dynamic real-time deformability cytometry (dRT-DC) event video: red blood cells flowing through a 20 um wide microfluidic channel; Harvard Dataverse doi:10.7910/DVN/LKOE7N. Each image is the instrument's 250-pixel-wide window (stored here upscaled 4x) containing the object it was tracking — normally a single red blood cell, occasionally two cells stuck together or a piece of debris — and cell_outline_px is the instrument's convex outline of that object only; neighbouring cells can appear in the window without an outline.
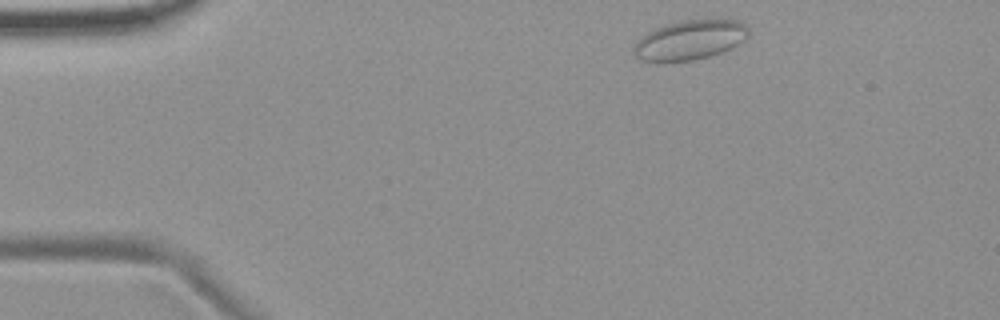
{"species": "common noctule bat (a hibernating species)", "species_latin": "Nyctalus noctula", "temperature_condition": "room temperature", "stored_images_in_passage": 3, "camera_frame_rate_fps": 3000, "um_per_image_px": 0.085, "animal": {"sex": "female", "body_mass_g": 19.9}, "frame": {"image": 1, "passage_image": 1, "time_ms": 0.0, "image_size_px": [1000, 320], "cell_outline_px": [[748, 32], [744, 40], [732, 48], [708, 56], [692, 60], [640, 60], [632, 56], [632, 52], [640, 36], [656, 28], [680, 20], [740, 20], [748, 28]], "centroid_in_image_um": [58.63, 3.39], "position_along_channel_um": 26.4, "area_um2": 26.01}}